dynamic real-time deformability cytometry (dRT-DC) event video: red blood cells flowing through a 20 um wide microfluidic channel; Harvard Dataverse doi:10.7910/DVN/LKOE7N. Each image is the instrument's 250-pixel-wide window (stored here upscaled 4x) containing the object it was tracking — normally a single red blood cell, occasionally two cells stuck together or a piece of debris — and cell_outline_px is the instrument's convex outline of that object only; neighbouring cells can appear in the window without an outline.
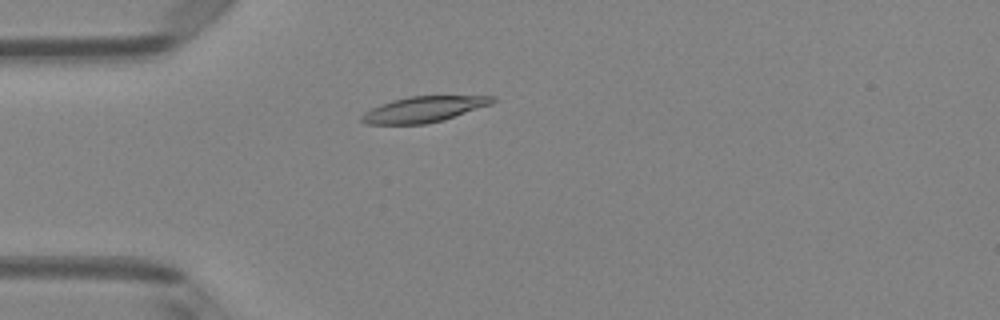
{"species": "Egyptian fruit bat (a non-hibernating species)", "species_latin": "Rousettus aegyptiacus", "temperature_condition": "room temperature", "stored_images_in_passage": 48, "camera_frame_rate_fps": 3000, "um_per_image_px": 0.085, "animal": {"sex": "female"}, "frame": {"image": 1, "passage_image": 11, "time_ms": 3.333, "image_size_px": [1000, 320], "cell_outline_px": [[484, 104], [452, 116], [440, 120], [416, 124], [380, 124], [380, 108], [388, 104], [400, 100], [420, 96], [464, 96]], "centroid_in_image_um": [36.14, 9.29], "position_along_channel_um": 48.9, "area_um2": 14.97}}
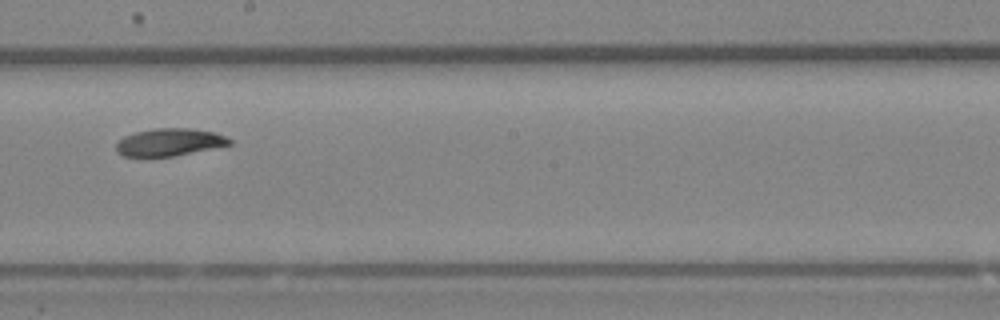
{"frame": {"image": 2, "passage_image": 26, "time_ms": 8.333, "image_size_px": [1000, 320], "cell_outline_px": [[228, 144], [168, 156], [128, 156], [120, 152], [120, 144], [124, 140], [132, 136], [144, 132], [208, 132], [220, 136], [228, 140]], "centroid_in_image_um": [14.39, 12.18], "position_along_channel_um": 233.8, "area_um2": 14.68}}
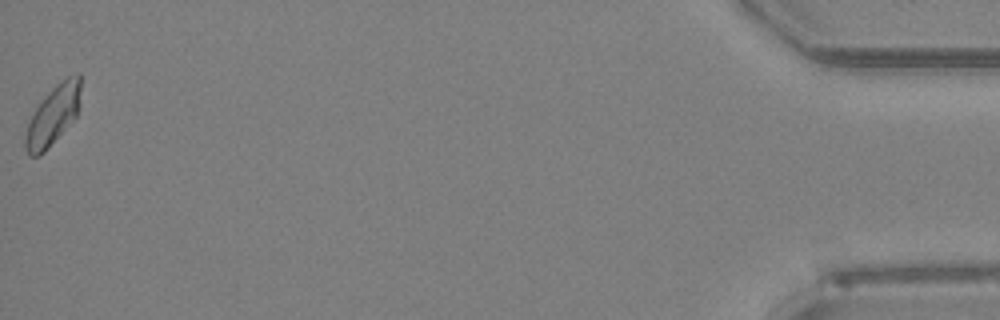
{"frame": {"image": 3, "passage_image": 48, "time_ms": 15.667, "image_size_px": [1000, 320], "cell_outline_px": [[80, 84], [76, 112], [52, 140], [36, 156], [28, 148], [28, 128], [36, 112], [44, 100], [60, 84], [80, 76]], "centroid_in_image_um": [4.54, 9.78], "position_along_channel_um": 430.7, "area_um2": 15.32}, "authors_computed_cell_mechanics": {"area_um2": 15.2014, "velocity_mm_per_s": 3.979, "shape_relaxation_time_tau1_ms": null, "shape_relaxation_time_tau2_ms": 9.5676, "deformation_change_tau1": null, "deformation_change_tau2": 0.1429}}